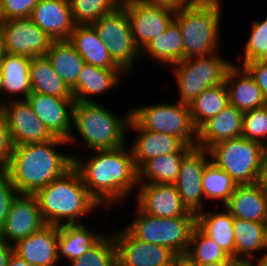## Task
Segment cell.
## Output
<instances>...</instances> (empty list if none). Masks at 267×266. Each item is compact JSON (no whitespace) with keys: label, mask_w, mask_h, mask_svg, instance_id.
I'll return each instance as SVG.
<instances>
[{"label":"cell","mask_w":267,"mask_h":266,"mask_svg":"<svg viewBox=\"0 0 267 266\" xmlns=\"http://www.w3.org/2000/svg\"><path fill=\"white\" fill-rule=\"evenodd\" d=\"M127 147L126 144L116 149L94 150V155L90 154L86 159L81 158L78 151L77 154L71 153L73 166L102 208L110 209L111 205L114 207L118 203L122 205L133 191H137L138 170L131 148Z\"/></svg>","instance_id":"6da1fadb"},{"label":"cell","mask_w":267,"mask_h":266,"mask_svg":"<svg viewBox=\"0 0 267 266\" xmlns=\"http://www.w3.org/2000/svg\"><path fill=\"white\" fill-rule=\"evenodd\" d=\"M65 145L69 146L67 140L55 137L45 142L14 146L4 173L19 194H35L73 167L74 159L68 152L71 148L68 147L66 153L60 151Z\"/></svg>","instance_id":"7a4b0ae2"},{"label":"cell","mask_w":267,"mask_h":266,"mask_svg":"<svg viewBox=\"0 0 267 266\" xmlns=\"http://www.w3.org/2000/svg\"><path fill=\"white\" fill-rule=\"evenodd\" d=\"M34 195L44 221L50 225L84 224L82 217L102 208L91 196L74 166Z\"/></svg>","instance_id":"3957f363"},{"label":"cell","mask_w":267,"mask_h":266,"mask_svg":"<svg viewBox=\"0 0 267 266\" xmlns=\"http://www.w3.org/2000/svg\"><path fill=\"white\" fill-rule=\"evenodd\" d=\"M126 113L122 115V113L112 112L98 101H75L72 119L73 132L67 140L68 144L79 146L82 143L86 151L116 149L125 146L128 139L131 109ZM74 130L78 135L74 133ZM78 140L82 142L79 143Z\"/></svg>","instance_id":"277c9868"},{"label":"cell","mask_w":267,"mask_h":266,"mask_svg":"<svg viewBox=\"0 0 267 266\" xmlns=\"http://www.w3.org/2000/svg\"><path fill=\"white\" fill-rule=\"evenodd\" d=\"M221 0H191L175 11L184 47V59L218 52L221 40Z\"/></svg>","instance_id":"5b68a950"},{"label":"cell","mask_w":267,"mask_h":266,"mask_svg":"<svg viewBox=\"0 0 267 266\" xmlns=\"http://www.w3.org/2000/svg\"><path fill=\"white\" fill-rule=\"evenodd\" d=\"M135 207V216L125 228L138 240L164 246L182 260L189 249L196 216L159 218Z\"/></svg>","instance_id":"8992f818"},{"label":"cell","mask_w":267,"mask_h":266,"mask_svg":"<svg viewBox=\"0 0 267 266\" xmlns=\"http://www.w3.org/2000/svg\"><path fill=\"white\" fill-rule=\"evenodd\" d=\"M233 61L219 52L211 55L185 58L170 67L179 89L178 101L190 104L205 89L224 82L227 69Z\"/></svg>","instance_id":"52a82bcc"},{"label":"cell","mask_w":267,"mask_h":266,"mask_svg":"<svg viewBox=\"0 0 267 266\" xmlns=\"http://www.w3.org/2000/svg\"><path fill=\"white\" fill-rule=\"evenodd\" d=\"M131 118L142 129L170 134L188 146H196L197 129L191 119L189 104L176 101L133 106Z\"/></svg>","instance_id":"ba28073f"},{"label":"cell","mask_w":267,"mask_h":266,"mask_svg":"<svg viewBox=\"0 0 267 266\" xmlns=\"http://www.w3.org/2000/svg\"><path fill=\"white\" fill-rule=\"evenodd\" d=\"M211 161L229 174L237 185L255 184L264 155L261 143L244 137L221 141L210 149Z\"/></svg>","instance_id":"9c48e42d"},{"label":"cell","mask_w":267,"mask_h":266,"mask_svg":"<svg viewBox=\"0 0 267 266\" xmlns=\"http://www.w3.org/2000/svg\"><path fill=\"white\" fill-rule=\"evenodd\" d=\"M91 25L105 43L112 59L129 75L141 58V51L135 45L126 8L120 5Z\"/></svg>","instance_id":"30bf717a"},{"label":"cell","mask_w":267,"mask_h":266,"mask_svg":"<svg viewBox=\"0 0 267 266\" xmlns=\"http://www.w3.org/2000/svg\"><path fill=\"white\" fill-rule=\"evenodd\" d=\"M112 232L118 266H178L182 260L170 249L135 238L125 227Z\"/></svg>","instance_id":"8fae6325"},{"label":"cell","mask_w":267,"mask_h":266,"mask_svg":"<svg viewBox=\"0 0 267 266\" xmlns=\"http://www.w3.org/2000/svg\"><path fill=\"white\" fill-rule=\"evenodd\" d=\"M211 161L206 148L193 146L180 163L179 175L174 185L183 205L189 212L198 214L205 210V198L202 189V176L206 165Z\"/></svg>","instance_id":"7c38bea8"},{"label":"cell","mask_w":267,"mask_h":266,"mask_svg":"<svg viewBox=\"0 0 267 266\" xmlns=\"http://www.w3.org/2000/svg\"><path fill=\"white\" fill-rule=\"evenodd\" d=\"M0 30L7 54L30 58L45 56L53 42L30 18L0 21Z\"/></svg>","instance_id":"4fadbf2b"},{"label":"cell","mask_w":267,"mask_h":266,"mask_svg":"<svg viewBox=\"0 0 267 266\" xmlns=\"http://www.w3.org/2000/svg\"><path fill=\"white\" fill-rule=\"evenodd\" d=\"M13 145L34 144L55 138L33 112L26 99L9 100L0 104Z\"/></svg>","instance_id":"5bb4252c"},{"label":"cell","mask_w":267,"mask_h":266,"mask_svg":"<svg viewBox=\"0 0 267 266\" xmlns=\"http://www.w3.org/2000/svg\"><path fill=\"white\" fill-rule=\"evenodd\" d=\"M130 21L135 45L142 51L154 38L166 31L174 20L175 9L139 1L122 4Z\"/></svg>","instance_id":"9a60e30c"},{"label":"cell","mask_w":267,"mask_h":266,"mask_svg":"<svg viewBox=\"0 0 267 266\" xmlns=\"http://www.w3.org/2000/svg\"><path fill=\"white\" fill-rule=\"evenodd\" d=\"M46 225L34 194H17L0 229V238L15 244Z\"/></svg>","instance_id":"2e32d148"},{"label":"cell","mask_w":267,"mask_h":266,"mask_svg":"<svg viewBox=\"0 0 267 266\" xmlns=\"http://www.w3.org/2000/svg\"><path fill=\"white\" fill-rule=\"evenodd\" d=\"M136 206L145 214L159 218L196 216L183 205L174 184L138 183Z\"/></svg>","instance_id":"e0dca14e"},{"label":"cell","mask_w":267,"mask_h":266,"mask_svg":"<svg viewBox=\"0 0 267 266\" xmlns=\"http://www.w3.org/2000/svg\"><path fill=\"white\" fill-rule=\"evenodd\" d=\"M26 100L54 137L68 140L72 132L74 98L32 92Z\"/></svg>","instance_id":"ac0fdd59"},{"label":"cell","mask_w":267,"mask_h":266,"mask_svg":"<svg viewBox=\"0 0 267 266\" xmlns=\"http://www.w3.org/2000/svg\"><path fill=\"white\" fill-rule=\"evenodd\" d=\"M131 131L137 136L130 146L137 170L148 159L170 153H187L193 147L176 136L142 129L132 118L128 125L129 135Z\"/></svg>","instance_id":"d6986e66"},{"label":"cell","mask_w":267,"mask_h":266,"mask_svg":"<svg viewBox=\"0 0 267 266\" xmlns=\"http://www.w3.org/2000/svg\"><path fill=\"white\" fill-rule=\"evenodd\" d=\"M59 226L46 224L42 229L13 244V252L34 266H57Z\"/></svg>","instance_id":"ffe728a7"},{"label":"cell","mask_w":267,"mask_h":266,"mask_svg":"<svg viewBox=\"0 0 267 266\" xmlns=\"http://www.w3.org/2000/svg\"><path fill=\"white\" fill-rule=\"evenodd\" d=\"M30 19L53 40L69 39L76 25L69 0H40Z\"/></svg>","instance_id":"44dd1931"},{"label":"cell","mask_w":267,"mask_h":266,"mask_svg":"<svg viewBox=\"0 0 267 266\" xmlns=\"http://www.w3.org/2000/svg\"><path fill=\"white\" fill-rule=\"evenodd\" d=\"M233 230L236 262L267 260V223L234 218Z\"/></svg>","instance_id":"7402d4cb"},{"label":"cell","mask_w":267,"mask_h":266,"mask_svg":"<svg viewBox=\"0 0 267 266\" xmlns=\"http://www.w3.org/2000/svg\"><path fill=\"white\" fill-rule=\"evenodd\" d=\"M224 82L228 89L229 104L247 112L267 105V99L255 79L243 67L233 64L227 69Z\"/></svg>","instance_id":"603a6c76"},{"label":"cell","mask_w":267,"mask_h":266,"mask_svg":"<svg viewBox=\"0 0 267 266\" xmlns=\"http://www.w3.org/2000/svg\"><path fill=\"white\" fill-rule=\"evenodd\" d=\"M242 128L243 112L229 104L197 129L196 146L209 150L221 141L242 137Z\"/></svg>","instance_id":"cb8c5ba5"},{"label":"cell","mask_w":267,"mask_h":266,"mask_svg":"<svg viewBox=\"0 0 267 266\" xmlns=\"http://www.w3.org/2000/svg\"><path fill=\"white\" fill-rule=\"evenodd\" d=\"M127 75L123 69H106L85 63L79 74L77 85L72 90L74 100L96 102L93 98L98 95L103 96V93H110L111 89L119 86L123 77H130Z\"/></svg>","instance_id":"d4e9b609"},{"label":"cell","mask_w":267,"mask_h":266,"mask_svg":"<svg viewBox=\"0 0 267 266\" xmlns=\"http://www.w3.org/2000/svg\"><path fill=\"white\" fill-rule=\"evenodd\" d=\"M30 63V57L3 53L0 59L2 103L9 100L26 99L32 93Z\"/></svg>","instance_id":"484cf974"},{"label":"cell","mask_w":267,"mask_h":266,"mask_svg":"<svg viewBox=\"0 0 267 266\" xmlns=\"http://www.w3.org/2000/svg\"><path fill=\"white\" fill-rule=\"evenodd\" d=\"M223 207L234 218L267 223V195L256 184L237 185Z\"/></svg>","instance_id":"4316f807"},{"label":"cell","mask_w":267,"mask_h":266,"mask_svg":"<svg viewBox=\"0 0 267 266\" xmlns=\"http://www.w3.org/2000/svg\"><path fill=\"white\" fill-rule=\"evenodd\" d=\"M85 63L106 69H122L110 56L105 43L90 25H75L68 39Z\"/></svg>","instance_id":"83f0119b"},{"label":"cell","mask_w":267,"mask_h":266,"mask_svg":"<svg viewBox=\"0 0 267 266\" xmlns=\"http://www.w3.org/2000/svg\"><path fill=\"white\" fill-rule=\"evenodd\" d=\"M86 226V223L59 226L58 258L60 262H70L80 258L106 235L104 232L95 231V228L91 230Z\"/></svg>","instance_id":"f1b7e54d"},{"label":"cell","mask_w":267,"mask_h":266,"mask_svg":"<svg viewBox=\"0 0 267 266\" xmlns=\"http://www.w3.org/2000/svg\"><path fill=\"white\" fill-rule=\"evenodd\" d=\"M211 208L196 215V225L235 260L234 217L223 206L221 212Z\"/></svg>","instance_id":"f546056e"},{"label":"cell","mask_w":267,"mask_h":266,"mask_svg":"<svg viewBox=\"0 0 267 266\" xmlns=\"http://www.w3.org/2000/svg\"><path fill=\"white\" fill-rule=\"evenodd\" d=\"M150 57L164 66L177 64L184 59L181 30L173 20L165 32L152 39L141 51V60Z\"/></svg>","instance_id":"4dcf8cb0"},{"label":"cell","mask_w":267,"mask_h":266,"mask_svg":"<svg viewBox=\"0 0 267 266\" xmlns=\"http://www.w3.org/2000/svg\"><path fill=\"white\" fill-rule=\"evenodd\" d=\"M54 71L73 90L85 61L68 40H53L46 55Z\"/></svg>","instance_id":"1f68e13d"},{"label":"cell","mask_w":267,"mask_h":266,"mask_svg":"<svg viewBox=\"0 0 267 266\" xmlns=\"http://www.w3.org/2000/svg\"><path fill=\"white\" fill-rule=\"evenodd\" d=\"M30 83L32 92L59 98H74L72 90L54 71L46 56L31 58Z\"/></svg>","instance_id":"d6a6232c"},{"label":"cell","mask_w":267,"mask_h":266,"mask_svg":"<svg viewBox=\"0 0 267 266\" xmlns=\"http://www.w3.org/2000/svg\"><path fill=\"white\" fill-rule=\"evenodd\" d=\"M229 105V94L225 82L205 89L190 104L193 125L198 129L208 119L219 114Z\"/></svg>","instance_id":"836d02e7"},{"label":"cell","mask_w":267,"mask_h":266,"mask_svg":"<svg viewBox=\"0 0 267 266\" xmlns=\"http://www.w3.org/2000/svg\"><path fill=\"white\" fill-rule=\"evenodd\" d=\"M186 153H170L148 159L138 169V183L174 184L177 181L180 163Z\"/></svg>","instance_id":"e575fe53"},{"label":"cell","mask_w":267,"mask_h":266,"mask_svg":"<svg viewBox=\"0 0 267 266\" xmlns=\"http://www.w3.org/2000/svg\"><path fill=\"white\" fill-rule=\"evenodd\" d=\"M235 261L197 225L192 231L189 249L182 258L184 265H203L212 262Z\"/></svg>","instance_id":"d590c367"},{"label":"cell","mask_w":267,"mask_h":266,"mask_svg":"<svg viewBox=\"0 0 267 266\" xmlns=\"http://www.w3.org/2000/svg\"><path fill=\"white\" fill-rule=\"evenodd\" d=\"M236 186L237 184L232 177L214 162L210 161L206 165L202 176L205 203L213 201L219 205L220 202V207H222L233 195Z\"/></svg>","instance_id":"8d00e7d4"},{"label":"cell","mask_w":267,"mask_h":266,"mask_svg":"<svg viewBox=\"0 0 267 266\" xmlns=\"http://www.w3.org/2000/svg\"><path fill=\"white\" fill-rule=\"evenodd\" d=\"M69 3L76 25H90L121 5L117 0H69Z\"/></svg>","instance_id":"74e56055"},{"label":"cell","mask_w":267,"mask_h":266,"mask_svg":"<svg viewBox=\"0 0 267 266\" xmlns=\"http://www.w3.org/2000/svg\"><path fill=\"white\" fill-rule=\"evenodd\" d=\"M65 264H70L69 266H118L117 249L112 232L106 234L86 254Z\"/></svg>","instance_id":"f35d334b"},{"label":"cell","mask_w":267,"mask_h":266,"mask_svg":"<svg viewBox=\"0 0 267 266\" xmlns=\"http://www.w3.org/2000/svg\"><path fill=\"white\" fill-rule=\"evenodd\" d=\"M250 35L244 43V53L242 55L243 66L249 61L259 60L267 63V15L264 20H254L251 22Z\"/></svg>","instance_id":"ab89813d"},{"label":"cell","mask_w":267,"mask_h":266,"mask_svg":"<svg viewBox=\"0 0 267 266\" xmlns=\"http://www.w3.org/2000/svg\"><path fill=\"white\" fill-rule=\"evenodd\" d=\"M242 137L267 148V105L243 113Z\"/></svg>","instance_id":"60d3db41"},{"label":"cell","mask_w":267,"mask_h":266,"mask_svg":"<svg viewBox=\"0 0 267 266\" xmlns=\"http://www.w3.org/2000/svg\"><path fill=\"white\" fill-rule=\"evenodd\" d=\"M40 0H2L0 21L30 18L33 8Z\"/></svg>","instance_id":"b9f144b4"},{"label":"cell","mask_w":267,"mask_h":266,"mask_svg":"<svg viewBox=\"0 0 267 266\" xmlns=\"http://www.w3.org/2000/svg\"><path fill=\"white\" fill-rule=\"evenodd\" d=\"M17 194V189L10 178L4 172H0V229L5 223L10 205Z\"/></svg>","instance_id":"7bdbcfd3"},{"label":"cell","mask_w":267,"mask_h":266,"mask_svg":"<svg viewBox=\"0 0 267 266\" xmlns=\"http://www.w3.org/2000/svg\"><path fill=\"white\" fill-rule=\"evenodd\" d=\"M13 149L14 145L8 127L0 115V172L6 170Z\"/></svg>","instance_id":"ee69618b"},{"label":"cell","mask_w":267,"mask_h":266,"mask_svg":"<svg viewBox=\"0 0 267 266\" xmlns=\"http://www.w3.org/2000/svg\"><path fill=\"white\" fill-rule=\"evenodd\" d=\"M243 67L255 79L257 86L261 89L263 95L267 99V63L254 60L245 63Z\"/></svg>","instance_id":"f6af8a7d"},{"label":"cell","mask_w":267,"mask_h":266,"mask_svg":"<svg viewBox=\"0 0 267 266\" xmlns=\"http://www.w3.org/2000/svg\"><path fill=\"white\" fill-rule=\"evenodd\" d=\"M255 184L267 195V153L264 155L260 164Z\"/></svg>","instance_id":"bcb514c9"},{"label":"cell","mask_w":267,"mask_h":266,"mask_svg":"<svg viewBox=\"0 0 267 266\" xmlns=\"http://www.w3.org/2000/svg\"><path fill=\"white\" fill-rule=\"evenodd\" d=\"M145 4L163 5L175 10L183 7L185 4L189 3L191 0H135Z\"/></svg>","instance_id":"7dc6e473"},{"label":"cell","mask_w":267,"mask_h":266,"mask_svg":"<svg viewBox=\"0 0 267 266\" xmlns=\"http://www.w3.org/2000/svg\"><path fill=\"white\" fill-rule=\"evenodd\" d=\"M13 245L0 238V266H7Z\"/></svg>","instance_id":"c3c4849f"},{"label":"cell","mask_w":267,"mask_h":266,"mask_svg":"<svg viewBox=\"0 0 267 266\" xmlns=\"http://www.w3.org/2000/svg\"><path fill=\"white\" fill-rule=\"evenodd\" d=\"M7 266H34L18 256L16 253H12L9 257Z\"/></svg>","instance_id":"681fc988"},{"label":"cell","mask_w":267,"mask_h":266,"mask_svg":"<svg viewBox=\"0 0 267 266\" xmlns=\"http://www.w3.org/2000/svg\"><path fill=\"white\" fill-rule=\"evenodd\" d=\"M236 261H220V262H212L203 265H185V266H234Z\"/></svg>","instance_id":"f907efd6"},{"label":"cell","mask_w":267,"mask_h":266,"mask_svg":"<svg viewBox=\"0 0 267 266\" xmlns=\"http://www.w3.org/2000/svg\"><path fill=\"white\" fill-rule=\"evenodd\" d=\"M251 266H267V260L248 262Z\"/></svg>","instance_id":"816d5d0a"},{"label":"cell","mask_w":267,"mask_h":266,"mask_svg":"<svg viewBox=\"0 0 267 266\" xmlns=\"http://www.w3.org/2000/svg\"><path fill=\"white\" fill-rule=\"evenodd\" d=\"M3 53H4V49H3V37H2L1 30H0V59L2 58Z\"/></svg>","instance_id":"f5cc1de1"},{"label":"cell","mask_w":267,"mask_h":266,"mask_svg":"<svg viewBox=\"0 0 267 266\" xmlns=\"http://www.w3.org/2000/svg\"><path fill=\"white\" fill-rule=\"evenodd\" d=\"M0 104H2V71H1V68H0Z\"/></svg>","instance_id":"db71d44e"},{"label":"cell","mask_w":267,"mask_h":266,"mask_svg":"<svg viewBox=\"0 0 267 266\" xmlns=\"http://www.w3.org/2000/svg\"><path fill=\"white\" fill-rule=\"evenodd\" d=\"M234 266H251L249 263L237 262Z\"/></svg>","instance_id":"11a10c76"},{"label":"cell","mask_w":267,"mask_h":266,"mask_svg":"<svg viewBox=\"0 0 267 266\" xmlns=\"http://www.w3.org/2000/svg\"><path fill=\"white\" fill-rule=\"evenodd\" d=\"M117 1L122 5L126 2L133 1V0H117Z\"/></svg>","instance_id":"9f6ffc18"},{"label":"cell","mask_w":267,"mask_h":266,"mask_svg":"<svg viewBox=\"0 0 267 266\" xmlns=\"http://www.w3.org/2000/svg\"><path fill=\"white\" fill-rule=\"evenodd\" d=\"M178 266H185L182 262Z\"/></svg>","instance_id":"6f0895ef"}]
</instances>
